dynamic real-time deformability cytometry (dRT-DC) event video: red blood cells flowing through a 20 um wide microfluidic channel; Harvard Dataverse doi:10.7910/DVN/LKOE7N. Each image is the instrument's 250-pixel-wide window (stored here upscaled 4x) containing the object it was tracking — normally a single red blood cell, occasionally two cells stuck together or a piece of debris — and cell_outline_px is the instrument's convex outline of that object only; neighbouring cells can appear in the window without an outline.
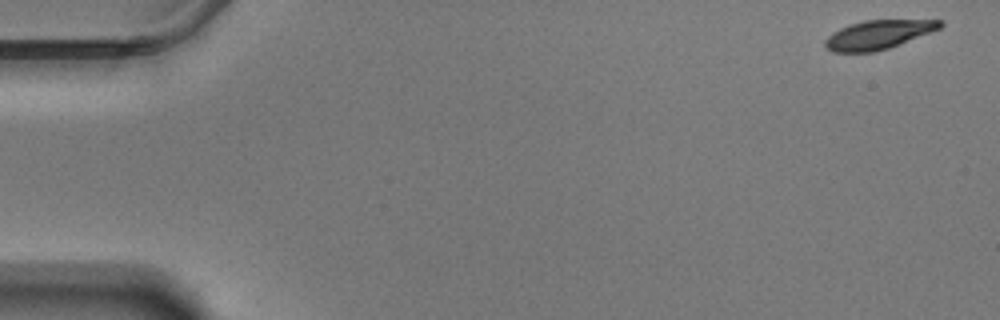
{"species": "Egyptian fruit bat (a non-hibernating species)", "species_latin": "Rousettus aegyptiacus", "temperature_condition": "warm", "stored_images_in_passage": 58, "camera_frame_rate_fps": 3000, "um_per_image_px": 0.085, "animal": {"sex": "male"}, "frame": {"image": 1, "passage_image": 1, "time_ms": 0.0, "image_size_px": [1000, 320], "cell_outline_px": [[944, 24], [940, 28], [888, 48], [872, 52], [832, 52], [824, 44], [824, 40], [832, 32], [848, 24], [864, 20], [944, 20]], "centroid_in_image_um": [74.61, 2.93], "position_along_channel_um": 10.4, "area_um2": 19.19}}
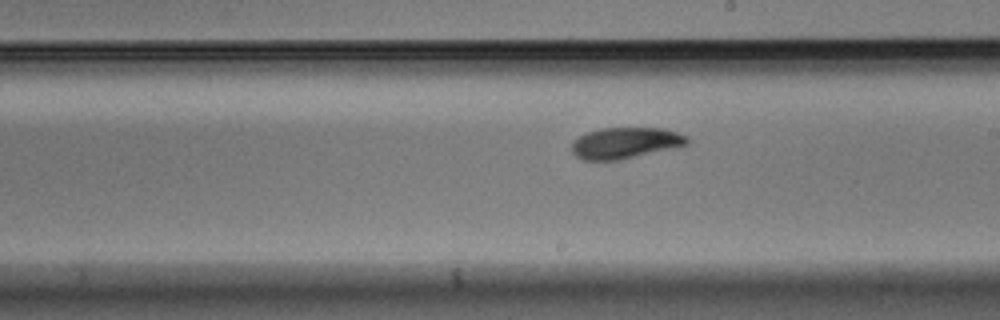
{"frame": {"image": 2, "passage_image": 33, "time_ms": 10.667, "image_size_px": [1000, 320], "cell_outline_px": [[688, 144], [680, 148], [620, 160], [584, 160], [576, 156], [572, 152], [572, 144], [580, 136], [588, 132], [600, 128], [664, 128], [688, 136]], "centroid_in_image_um": [53.23, 12.16], "position_along_channel_um": 235.8, "area_um2": 21.21}}
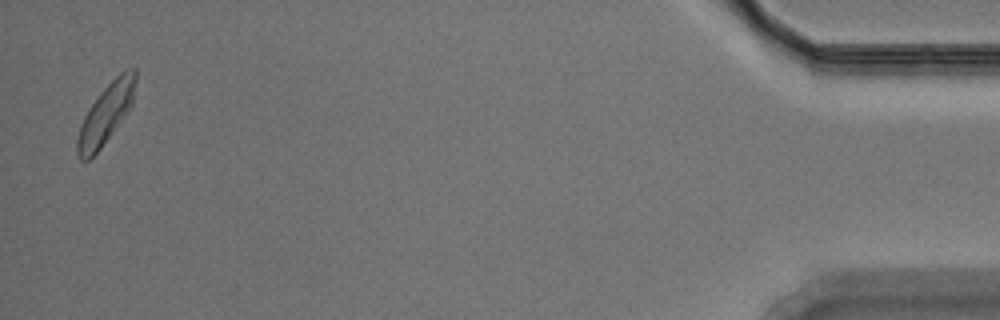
{"frame": {"image": 3, "passage_image": 57, "time_ms": 18.667, "image_size_px": [1000, 320], "cell_outline_px": [[136, 80], [132, 104], [128, 112], [100, 148], [88, 160], [80, 160], [76, 152], [76, 140], [80, 124], [88, 108], [100, 92], [124, 68], [136, 68]], "centroid_in_image_um": [8.99, 9.65], "position_along_channel_um": 426.2, "area_um2": 20.23}, "authors_computed_cell_mechanics": {"area_um2": 20.519, "velocity_mm_per_s": 3.4398, "shape_relaxation_time_tau1_ms": 3.9427, "shape_relaxation_time_tau2_ms": 4.5313, "deformation_change_tau1": 0.1226, "deformation_change_tau2": 0.0814}}